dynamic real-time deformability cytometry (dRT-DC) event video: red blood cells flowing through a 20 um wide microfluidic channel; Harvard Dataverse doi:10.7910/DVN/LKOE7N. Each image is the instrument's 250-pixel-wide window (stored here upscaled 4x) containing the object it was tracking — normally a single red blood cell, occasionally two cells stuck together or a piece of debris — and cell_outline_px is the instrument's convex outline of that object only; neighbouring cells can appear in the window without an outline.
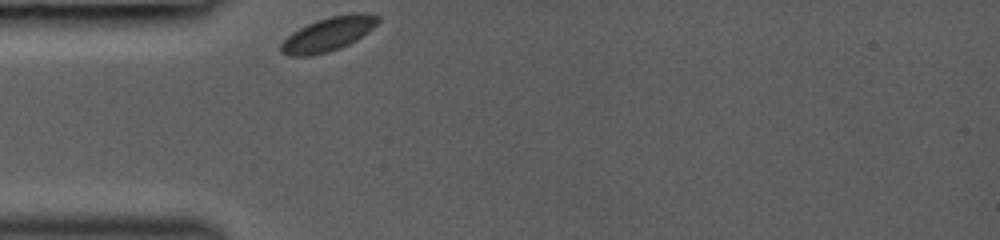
{"species": "common noctule bat (a hibernating species)", "species_latin": "Nyctalus noctula", "temperature_condition": "room temperature", "stored_images_in_passage": 21, "camera_frame_rate_fps": 3000, "um_per_image_px": 0.085, "animal": {"sex": "female", "body_mass_g": 19.0, "forearm_length_mm": 53.3}, "frame": {"image": 1, "passage_image": 1, "time_ms": 0.0, "image_size_px": [1000, 240], "cell_outline_px": [[380, 20], [368, 32], [356, 40], [340, 48], [328, 52], [308, 56], [288, 56], [280, 52], [280, 44], [292, 32], [316, 20], [328, 16], [356, 12], [368, 12], [380, 16]], "centroid_in_image_um": [27.91, 2.88], "position_along_channel_um": 57.1, "area_um2": 19.36}}
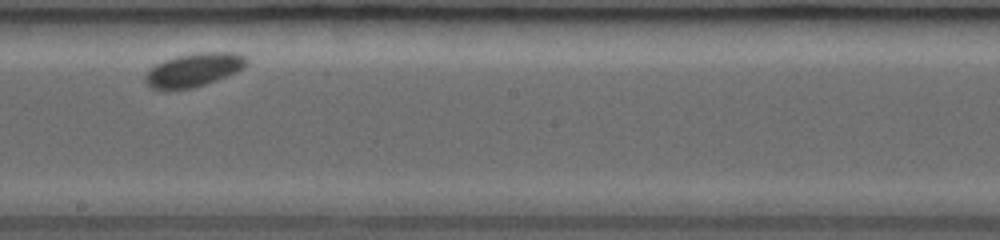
{"frame": {"image": 2, "passage_image": 12, "time_ms": 4.667, "image_size_px": [1000, 240], "cell_outline_px": [[248, 64], [244, 68], [236, 72], [216, 80], [192, 88], [168, 92], [164, 92], [152, 88], [144, 80], [144, 76], [156, 64], [164, 60], [176, 56], [196, 52], [236, 52], [244, 56], [248, 60]], "centroid_in_image_um": [16.46, 5.96], "position_along_channel_um": 231.7, "area_um2": 20.11}}
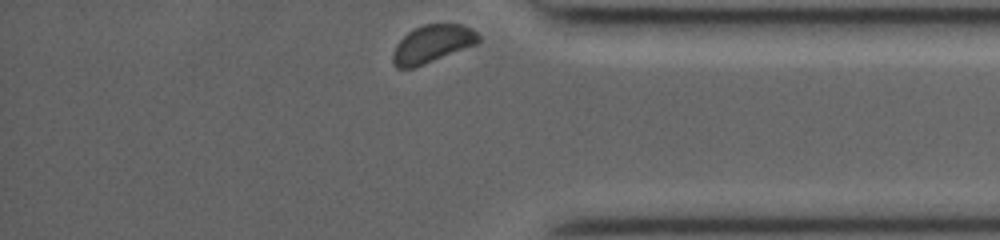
{"frame": {"image": 3, "passage_image": 21, "time_ms": 9.0, "image_size_px": [1000, 240], "cell_outline_px": [[480, 40], [476, 44], [412, 68], [396, 68], [392, 64], [392, 56], [396, 44], [408, 32], [424, 24], [460, 24], [472, 28], [480, 36]], "centroid_in_image_um": [36.73, 3.72], "position_along_channel_um": 398.5, "area_um2": 18.55}}